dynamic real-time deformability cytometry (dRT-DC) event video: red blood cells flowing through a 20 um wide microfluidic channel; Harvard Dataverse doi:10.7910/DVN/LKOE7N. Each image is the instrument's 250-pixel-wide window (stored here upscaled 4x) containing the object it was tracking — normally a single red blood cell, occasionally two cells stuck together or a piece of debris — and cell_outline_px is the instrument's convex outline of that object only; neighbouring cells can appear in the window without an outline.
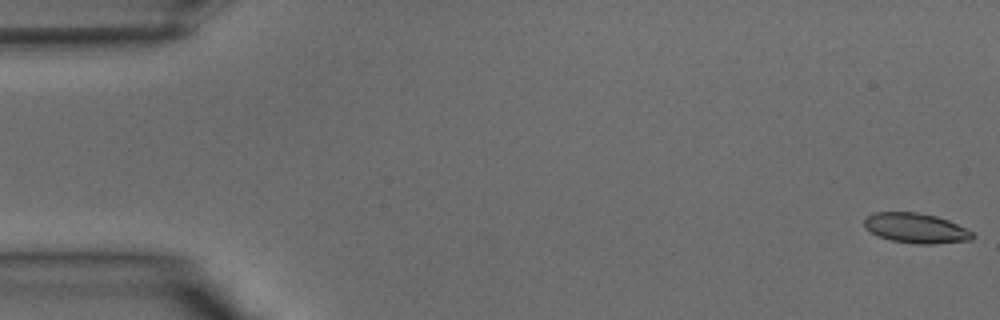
{"species": "common noctule bat (a hibernating species)", "species_latin": "Nyctalus noctula", "temperature_condition": "warm", "stored_images_in_passage": 40, "camera_frame_rate_fps": 3000, "um_per_image_px": 0.085, "animal": {"sex": "male", "body_mass_g": 15.6}, "frame": {"image": 1, "passage_image": 1, "time_ms": 0.0, "image_size_px": [1000, 320], "cell_outline_px": [[976, 236], [972, 240], [932, 244], [916, 244], [892, 240], [880, 236], [864, 228], [864, 220], [872, 212], [916, 212], [936, 216], [948, 220], [972, 232]], "centroid_in_image_um": [77.85, 19.39], "position_along_channel_um": 7.1, "area_um2": 18.79}}
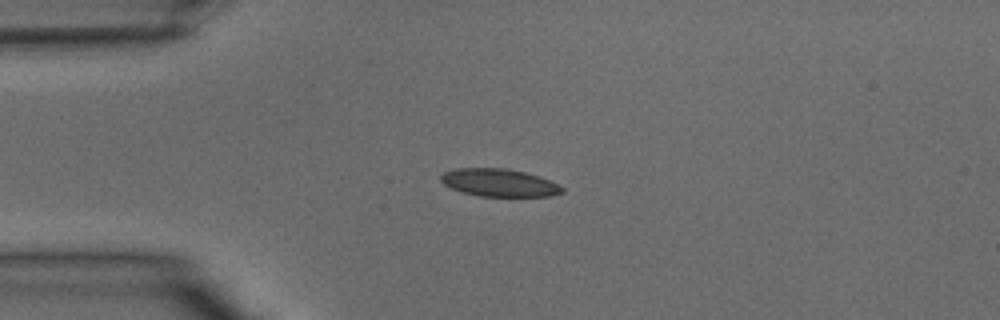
{"frame": {"image": 2, "passage_image": 10, "time_ms": 3.0, "image_size_px": [1000, 320], "cell_outline_px": [[564, 192], [552, 196], [480, 196], [464, 192], [452, 188], [444, 184], [440, 180], [440, 176], [444, 172], [456, 168], [508, 168], [540, 176], [564, 188]], "centroid_in_image_um": [42.43, 15.52], "position_along_channel_um": 42.6, "area_um2": 19.48}}
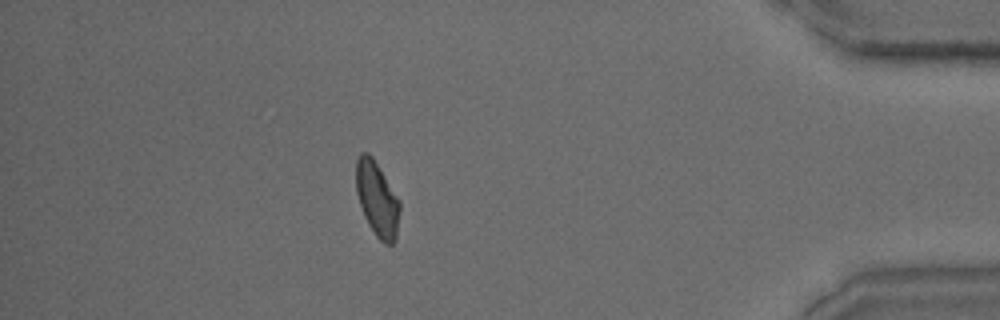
{"frame": {"image": 3, "passage_image": 35, "time_ms": 11.333, "image_size_px": [1000, 320], "cell_outline_px": [[400, 208], [396, 240], [392, 244], [384, 244], [376, 236], [368, 224], [364, 216], [356, 192], [356, 160], [360, 152], [368, 152], [372, 156], [400, 200]], "centroid_in_image_um": [32.06, 16.92], "position_along_channel_um": 403.1, "area_um2": 19.13}}